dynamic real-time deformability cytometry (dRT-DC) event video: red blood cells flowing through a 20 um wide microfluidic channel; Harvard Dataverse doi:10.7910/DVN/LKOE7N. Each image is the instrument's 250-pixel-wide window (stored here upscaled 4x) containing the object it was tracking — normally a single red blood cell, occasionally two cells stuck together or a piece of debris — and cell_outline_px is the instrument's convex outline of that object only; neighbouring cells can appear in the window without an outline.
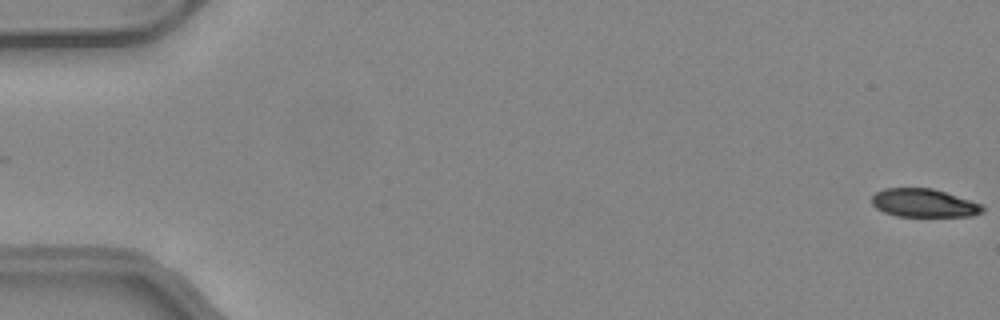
{"species": "common noctule bat (a hibernating species)", "species_latin": "Nyctalus noctula", "temperature_condition": "warm", "stored_images_in_passage": 17, "camera_frame_rate_fps": 3000, "um_per_image_px": 0.085, "animal": {"sex": "female", "body_mass_g": 24.6, "forearm_length_mm": 56.2}, "frame": {"image": 1, "passage_image": 1, "time_ms": 0.0, "image_size_px": [1000, 320], "cell_outline_px": [[984, 212], [972, 216], [896, 216], [884, 212], [876, 208], [872, 204], [872, 196], [876, 192], [884, 188], [932, 188], [980, 204], [984, 208]], "centroid_in_image_um": [78.49, 17.26], "position_along_channel_um": 6.5, "area_um2": 18.09}}
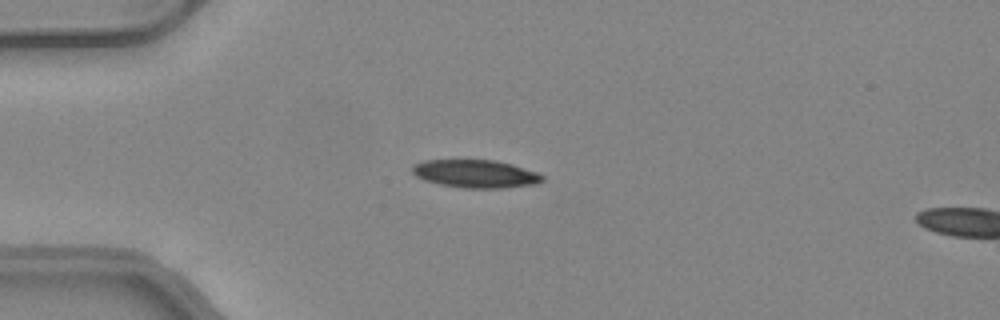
{"frame": {"image": 2, "passage_image": 14, "time_ms": 4.333, "image_size_px": [1000, 320], "cell_outline_px": [[544, 180], [536, 184], [508, 188], [464, 188], [440, 184], [424, 180], [416, 176], [412, 172], [412, 168], [416, 164], [424, 160], [492, 160], [512, 164], [540, 172], [544, 176]], "centroid_in_image_um": [40.49, 14.78], "position_along_channel_um": 44.5, "area_um2": 21.33}}